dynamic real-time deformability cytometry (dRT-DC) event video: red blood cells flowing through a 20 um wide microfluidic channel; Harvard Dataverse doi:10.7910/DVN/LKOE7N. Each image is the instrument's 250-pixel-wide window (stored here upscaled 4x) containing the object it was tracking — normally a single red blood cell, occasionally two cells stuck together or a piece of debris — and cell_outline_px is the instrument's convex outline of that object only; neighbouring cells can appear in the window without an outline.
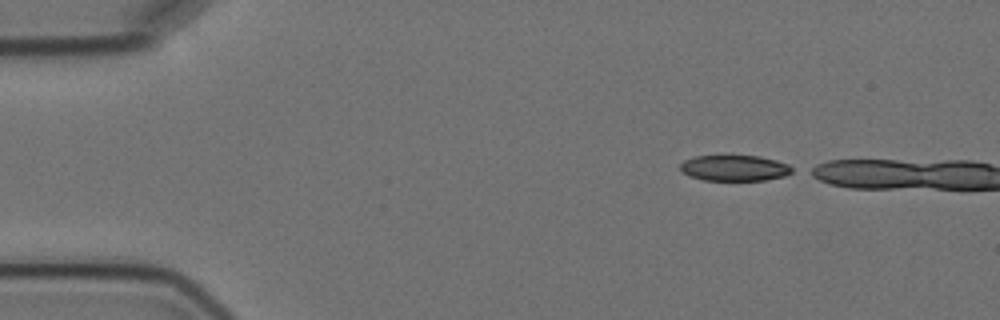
{"species": "Egyptian fruit bat (a non-hibernating species)", "species_latin": "Rousettus aegyptiacus", "temperature_condition": "cold", "stored_images_in_passage": 2, "camera_frame_rate_fps": 3000, "um_per_image_px": 0.085, "animal": {"sex": "female"}, "frame": {"image": 1, "passage_image": 1, "time_ms": 0.0, "image_size_px": [1000, 320], "cell_outline_px": [[796, 168], [792, 172], [784, 176], [764, 180], [704, 180], [688, 176], [680, 168], [680, 164], [684, 160], [696, 156], [760, 156], [776, 160], [788, 164]], "centroid_in_image_um": [62.46, 14.28], "position_along_channel_um": 22.5, "area_um2": 16.82}}